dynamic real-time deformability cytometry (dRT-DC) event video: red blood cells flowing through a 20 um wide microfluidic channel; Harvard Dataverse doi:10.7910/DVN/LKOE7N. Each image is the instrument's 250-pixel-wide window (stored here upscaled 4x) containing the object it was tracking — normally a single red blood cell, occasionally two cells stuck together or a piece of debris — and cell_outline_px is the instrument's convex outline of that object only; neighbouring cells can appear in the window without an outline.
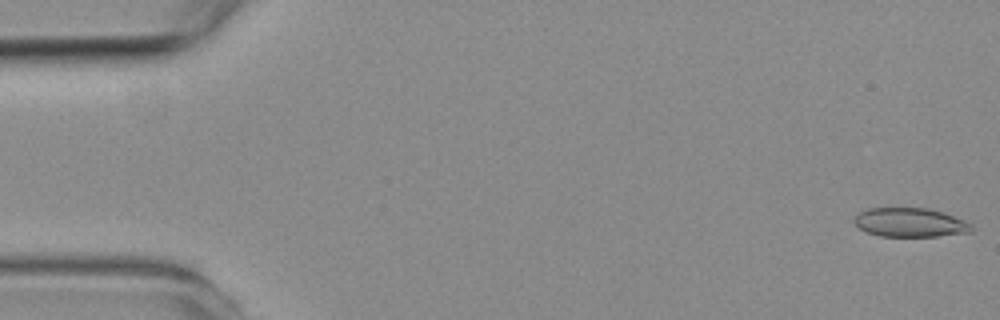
{"species": "common noctule bat (a hibernating species)", "species_latin": "Nyctalus noctula", "temperature_condition": "room temperature", "stored_images_in_passage": 5, "camera_frame_rate_fps": 3000, "um_per_image_px": 0.085, "animal": {"sex": "female", "body_mass_g": 19.3, "forearm_length_mm": 54.1}, "frame": {"image": 1, "passage_image": 1, "time_ms": 0.0, "image_size_px": [1000, 320], "cell_outline_px": [[972, 232], [936, 236], [880, 236], [868, 232], [860, 228], [852, 220], [860, 212], [868, 208], [928, 208], [944, 212], [964, 220], [972, 224]], "centroid_in_image_um": [77.38, 18.9], "position_along_channel_um": 7.6, "area_um2": 19.77}}
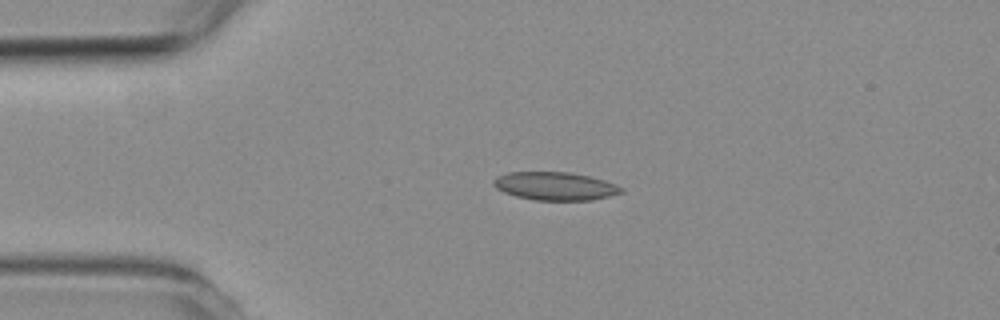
{"frame": {"image": 2, "passage_image": 4, "time_ms": 3.667, "image_size_px": [1000, 320], "cell_outline_px": [[624, 192], [592, 200], [532, 200], [516, 196], [504, 192], [496, 188], [492, 184], [492, 180], [496, 176], [508, 172], [572, 172], [604, 180], [624, 188]], "centroid_in_image_um": [47.15, 15.81], "position_along_channel_um": 37.8, "area_um2": 21.04}}